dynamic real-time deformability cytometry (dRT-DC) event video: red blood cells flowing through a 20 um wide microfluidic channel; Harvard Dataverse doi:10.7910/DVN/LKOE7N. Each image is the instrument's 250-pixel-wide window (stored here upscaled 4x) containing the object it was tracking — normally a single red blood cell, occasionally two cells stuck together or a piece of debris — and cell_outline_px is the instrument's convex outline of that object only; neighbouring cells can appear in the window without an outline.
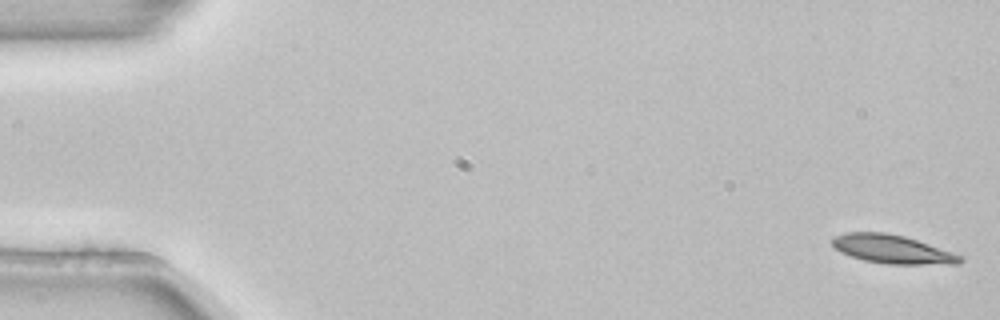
{"species": "common noctule bat (a hibernating species)", "species_latin": "Nyctalus noctula", "temperature_condition": "room temperature", "stored_images_in_passage": 5, "camera_frame_rate_fps": 3000, "um_per_image_px": 0.085, "animal": {"sex": "female", "body_mass_g": 22.7, "forearm_length_mm": 54.2}, "frame": {"image": 1, "passage_image": 1, "time_ms": 0.0, "image_size_px": [1000, 320], "cell_outline_px": [[964, 260], [960, 264], [888, 264], [864, 260], [840, 252], [832, 244], [832, 236], [844, 232], [888, 232], [904, 236], [964, 256]], "centroid_in_image_um": [75.84, 21.18], "position_along_channel_um": 9.2, "area_um2": 21.33}}
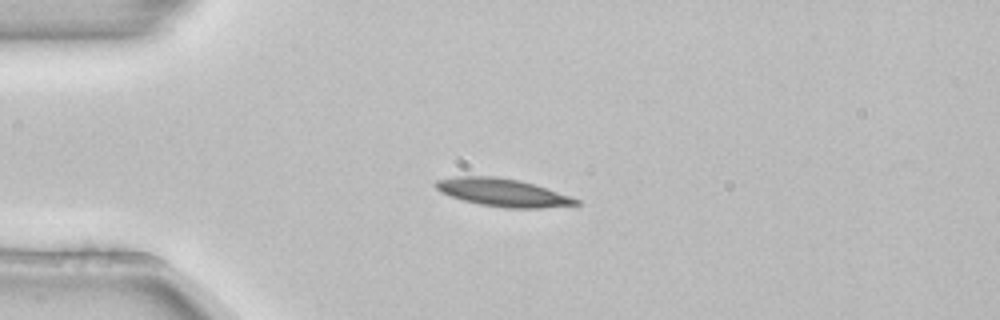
{"frame": {"image": 2, "passage_image": 3, "time_ms": 0.667, "image_size_px": [1000, 320], "cell_outline_px": [[584, 204], [540, 208], [504, 208], [480, 204], [464, 200], [440, 192], [432, 184], [436, 180], [456, 176], [492, 176], [520, 180], [580, 200]], "centroid_in_image_um": [42.7, 16.36], "position_along_channel_um": 42.3, "area_um2": 22.54}}